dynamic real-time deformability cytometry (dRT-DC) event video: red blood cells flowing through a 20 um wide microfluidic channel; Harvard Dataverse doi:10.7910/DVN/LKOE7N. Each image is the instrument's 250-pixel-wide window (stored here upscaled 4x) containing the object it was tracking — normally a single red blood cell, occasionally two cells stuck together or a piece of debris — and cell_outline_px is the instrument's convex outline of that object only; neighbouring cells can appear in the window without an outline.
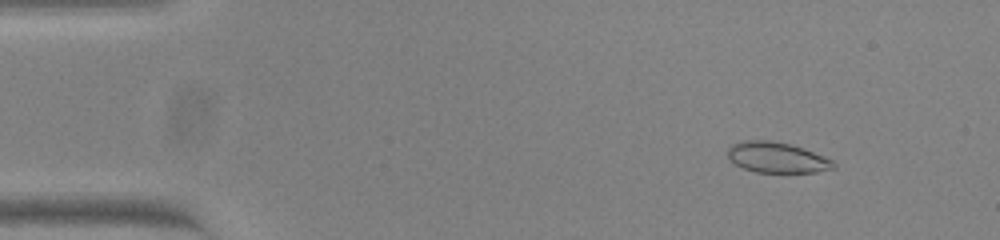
{"species": "common noctule bat (a hibernating species)", "species_latin": "Nyctalus noctula", "temperature_condition": "warm", "stored_images_in_passage": 52, "camera_frame_rate_fps": 3000, "um_per_image_px": 0.085, "animal": {"sex": "female", "body_mass_g": 23.0, "forearm_length_mm": 53.4}, "frame": {"image": 1, "passage_image": 4, "time_ms": 1.0, "image_size_px": [1000, 240], "cell_outline_px": [[836, 168], [816, 172], [756, 172], [744, 168], [736, 164], [728, 156], [728, 148], [732, 144], [740, 140], [772, 140], [804, 148], [824, 156], [832, 160], [836, 164]], "centroid_in_image_um": [66.05, 13.38], "position_along_channel_um": 18.9, "area_um2": 18.84}}
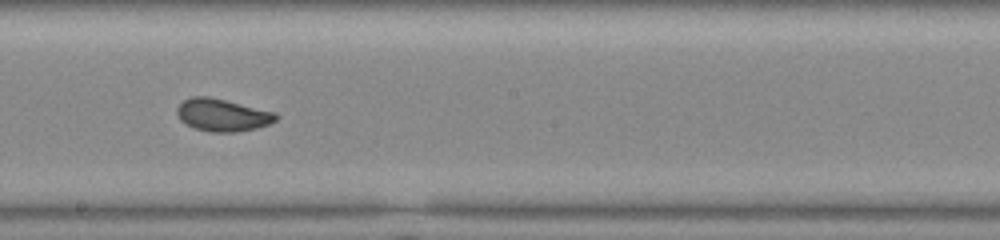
{"frame": {"image": 2, "passage_image": 28, "time_ms": 9.0, "image_size_px": [1000, 240], "cell_outline_px": [[280, 116], [276, 120], [268, 124], [256, 128], [236, 132], [212, 132], [196, 128], [180, 120], [176, 112], [176, 108], [184, 100], [192, 96], [208, 96], [276, 112]], "centroid_in_image_um": [18.92, 9.77], "position_along_channel_um": 229.3, "area_um2": 18.61}}
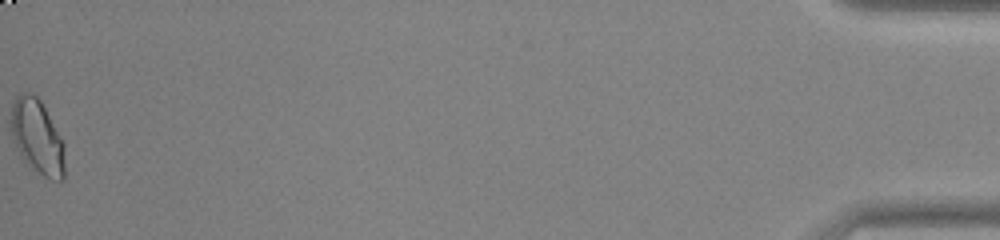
{"frame": {"image": 3, "passage_image": 52, "time_ms": 17.0, "image_size_px": [1000, 240], "cell_outline_px": [[64, 180], [52, 180], [28, 168], [20, 156], [12, 136], [12, 104], [16, 96], [20, 92], [28, 92], [36, 96], [40, 100], [64, 144]], "centroid_in_image_um": [3.16, 11.67], "position_along_channel_um": 432.0, "area_um2": 23.24}, "authors_computed_cell_mechanics": {"area_um2": 19.0451, "velocity_mm_per_s": 3.8231, "shape_relaxation_time_tau1_ms": 8.571, "shape_relaxation_time_tau2_ms": 0.6888, "deformation_change_tau1": 0.18, "deformation_change_tau2": 0.0483}}